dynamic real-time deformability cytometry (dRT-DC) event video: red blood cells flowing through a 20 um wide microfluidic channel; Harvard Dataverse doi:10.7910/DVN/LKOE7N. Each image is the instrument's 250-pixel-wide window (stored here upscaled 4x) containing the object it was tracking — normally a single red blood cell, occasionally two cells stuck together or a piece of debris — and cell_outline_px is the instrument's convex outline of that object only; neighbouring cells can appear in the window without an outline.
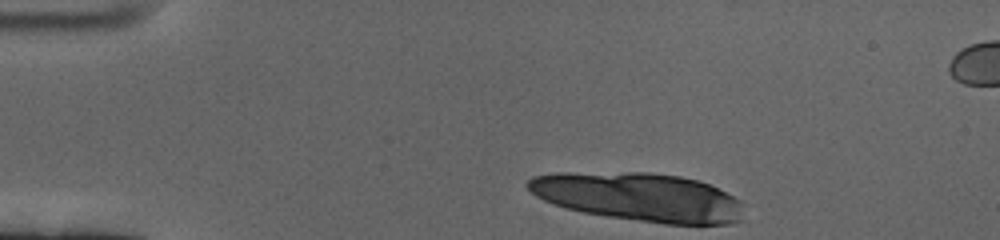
{"species": "human", "species_latin": "Homo sapiens", "temperature_condition": "cold", "stored_images_in_passage": 11, "camera_frame_rate_fps": 3000, "um_per_image_px": 0.085, "donor": {"sex": "female"}, "frame": {"image": 1, "passage_image": 1, "time_ms": 0.0, "image_size_px": [1000, 240], "cell_outline_px": [[740, 220], [732, 224], [664, 224], [608, 216], [584, 212], [568, 208], [544, 200], [536, 196], [524, 184], [532, 176], [560, 172], [648, 172], [680, 176], [696, 180], [708, 184], [740, 200]], "centroid_in_image_um": [54.27, 16.73], "position_along_channel_um": 30.7, "area_um2": 60.63}}